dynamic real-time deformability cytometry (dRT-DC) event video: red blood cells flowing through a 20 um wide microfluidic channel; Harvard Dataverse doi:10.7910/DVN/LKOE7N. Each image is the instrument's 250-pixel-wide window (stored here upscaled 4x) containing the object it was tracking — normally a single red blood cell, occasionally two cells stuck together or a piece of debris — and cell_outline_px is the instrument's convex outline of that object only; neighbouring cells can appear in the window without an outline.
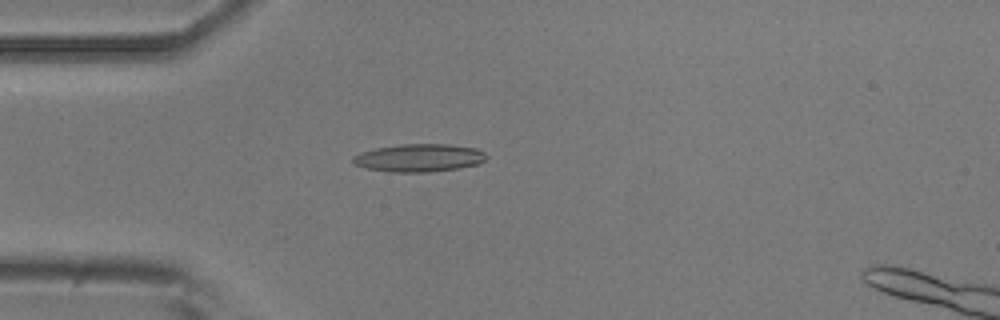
{"species": "common noctule bat (a hibernating species)", "species_latin": "Nyctalus noctula", "temperature_condition": "room temperature", "stored_images_in_passage": 3, "camera_frame_rate_fps": 3000, "um_per_image_px": 0.085, "animal": {"sex": "male", "body_mass_g": 20.5, "forearm_length_mm": 52.5}, "frame": {"image": 1, "passage_image": 2, "time_ms": 1.333, "image_size_px": [1000, 320], "cell_outline_px": [[488, 156], [480, 164], [460, 168], [428, 172], [392, 172], [364, 168], [352, 164], [352, 156], [360, 152], [376, 148], [400, 144], [448, 144], [476, 148], [484, 152]], "centroid_in_image_um": [35.61, 13.42], "position_along_channel_um": 49.4, "area_um2": 21.91}}